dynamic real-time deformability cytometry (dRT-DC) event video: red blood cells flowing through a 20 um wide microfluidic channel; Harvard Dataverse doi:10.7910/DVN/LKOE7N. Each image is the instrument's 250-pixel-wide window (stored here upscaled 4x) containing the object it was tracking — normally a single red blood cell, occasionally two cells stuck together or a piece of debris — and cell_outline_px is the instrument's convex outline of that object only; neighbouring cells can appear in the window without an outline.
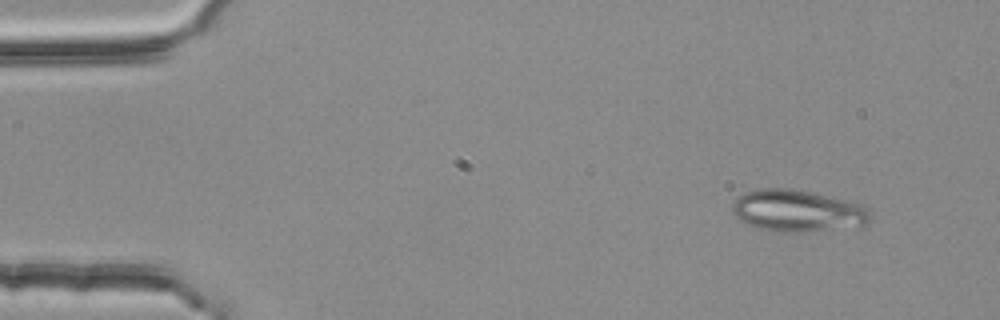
{"species": "common noctule bat (a hibernating species)", "species_latin": "Nyctalus noctula", "temperature_condition": "room temperature", "stored_images_in_passage": 3, "camera_frame_rate_fps": 3000, "um_per_image_px": 0.085, "animal": {"sex": "female", "body_mass_g": 25.1}, "frame": {"image": 1, "passage_image": 1, "time_ms": 0.0, "image_size_px": [1000, 320], "cell_outline_px": [[872, 216], [868, 224], [804, 232], [776, 232], [760, 228], [740, 220], [732, 212], [732, 204], [736, 196], [744, 192], [764, 188], [788, 188], [808, 192], [844, 200], [860, 204]], "centroid_in_image_um": [67.72, 17.92], "position_along_channel_um": 17.3, "area_um2": 33.12}}